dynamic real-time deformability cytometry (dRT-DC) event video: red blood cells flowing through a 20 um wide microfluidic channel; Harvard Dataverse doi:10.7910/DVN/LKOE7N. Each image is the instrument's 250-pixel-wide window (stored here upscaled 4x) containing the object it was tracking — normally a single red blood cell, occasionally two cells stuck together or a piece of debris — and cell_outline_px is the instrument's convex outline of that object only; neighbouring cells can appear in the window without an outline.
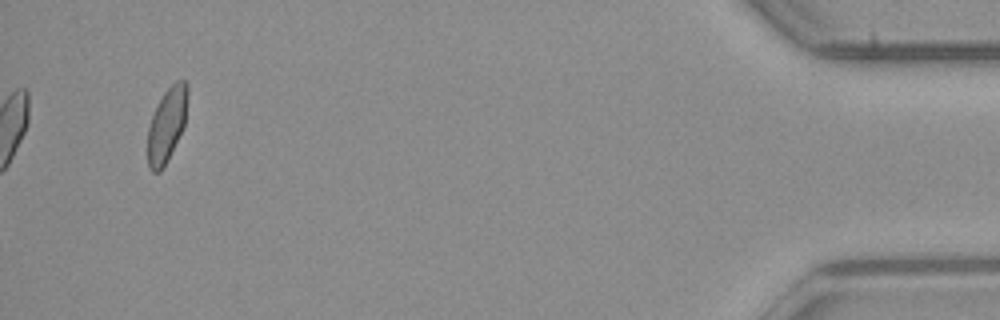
{"species": "common noctule bat (a hibernating species)", "species_latin": "Nyctalus noctula", "temperature_condition": "room temperature", "stored_images_in_passage": 55, "camera_frame_rate_fps": 3000, "um_per_image_px": 0.085, "animal": {"sex": "male", "body_mass_g": 23.1, "forearm_length_mm": 52.7}, "frame": {"image": 1, "passage_image": 55, "time_ms": 18.0, "image_size_px": [1000, 320], "cell_outline_px": [[188, 92], [184, 128], [164, 168], [160, 172], [152, 172], [148, 168], [148, 128], [152, 116], [164, 92], [176, 80], [184, 80], [188, 84]], "centroid_in_image_um": [14.19, 10.63], "position_along_channel_um": 421.0, "area_um2": 17.34}, "authors_computed_cell_mechanics": {"area_um2": 15.606, "velocity_mm_per_s": 3.8797, "shape_relaxation_time_tau1_ms": null, "shape_relaxation_time_tau2_ms": 7.2406, "deformation_change_tau1": null, "deformation_change_tau2": 0.1407}}